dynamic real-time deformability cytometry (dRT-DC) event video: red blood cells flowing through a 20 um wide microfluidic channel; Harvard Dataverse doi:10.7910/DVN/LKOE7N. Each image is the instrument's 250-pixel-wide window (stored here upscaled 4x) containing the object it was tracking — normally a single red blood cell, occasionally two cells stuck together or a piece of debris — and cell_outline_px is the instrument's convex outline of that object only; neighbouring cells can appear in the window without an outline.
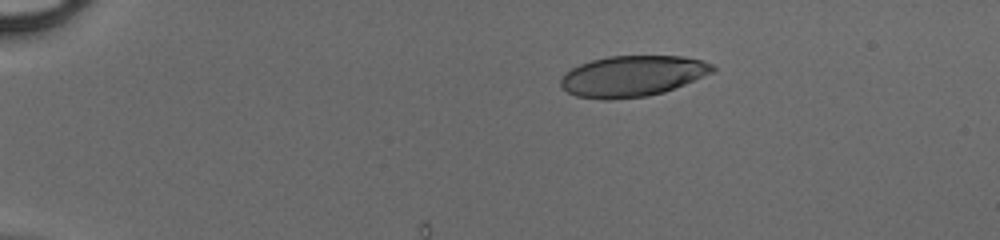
{"species": "human", "species_latin": "Homo sapiens", "temperature_condition": "cold", "stored_images_in_passage": 40, "camera_frame_rate_fps": 3000, "um_per_image_px": 0.085, "donor": {"sex": "male"}, "frame": {"image": 1, "passage_image": 1, "time_ms": 0.0, "image_size_px": [1000, 240], "cell_outline_px": [[716, 68], [712, 72], [684, 84], [664, 92], [648, 96], [608, 100], [604, 100], [576, 96], [568, 92], [560, 84], [560, 80], [564, 72], [580, 64], [592, 60], [608, 56], [684, 56], [716, 64]], "centroid_in_image_um": [53.74, 6.46], "position_along_channel_um": 31.3, "area_um2": 36.18}}
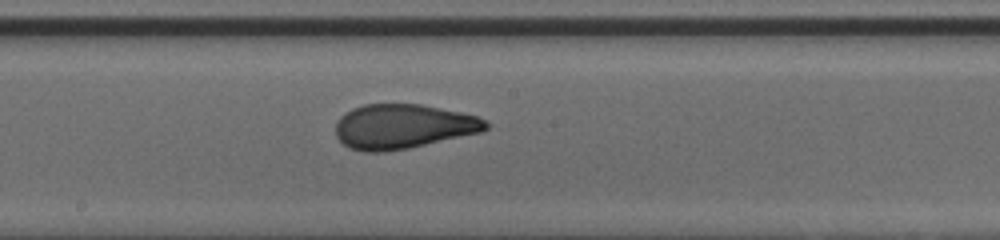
{"frame": {"image": 2, "passage_image": 20, "time_ms": 6.333, "image_size_px": [1000, 240], "cell_outline_px": [[492, 124], [488, 128], [480, 132], [408, 148], [384, 152], [364, 152], [348, 148], [336, 136], [336, 120], [344, 112], [352, 108], [364, 104], [420, 104], [480, 116]], "centroid_in_image_um": [34.24, 10.74], "position_along_channel_um": 214.0, "area_um2": 39.19}}
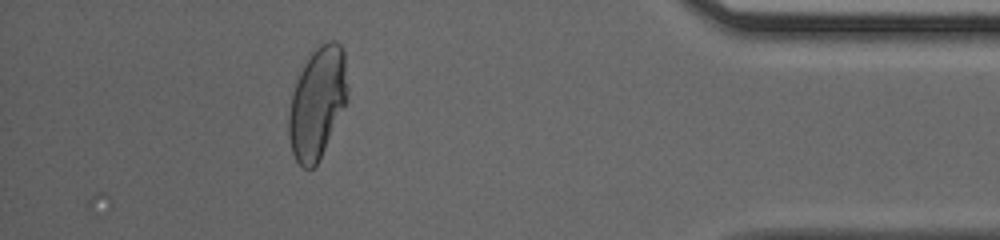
{"frame": {"image": 3, "passage_image": 36, "time_ms": 11.667, "image_size_px": [1000, 240], "cell_outline_px": [[348, 100], [316, 164], [312, 168], [304, 168], [296, 160], [292, 152], [288, 136], [288, 112], [292, 92], [296, 80], [308, 52], [312, 48], [328, 40], [336, 40], [344, 48], [348, 88]], "centroid_in_image_um": [26.97, 8.63], "position_along_channel_um": 408.2, "area_um2": 38.67}}